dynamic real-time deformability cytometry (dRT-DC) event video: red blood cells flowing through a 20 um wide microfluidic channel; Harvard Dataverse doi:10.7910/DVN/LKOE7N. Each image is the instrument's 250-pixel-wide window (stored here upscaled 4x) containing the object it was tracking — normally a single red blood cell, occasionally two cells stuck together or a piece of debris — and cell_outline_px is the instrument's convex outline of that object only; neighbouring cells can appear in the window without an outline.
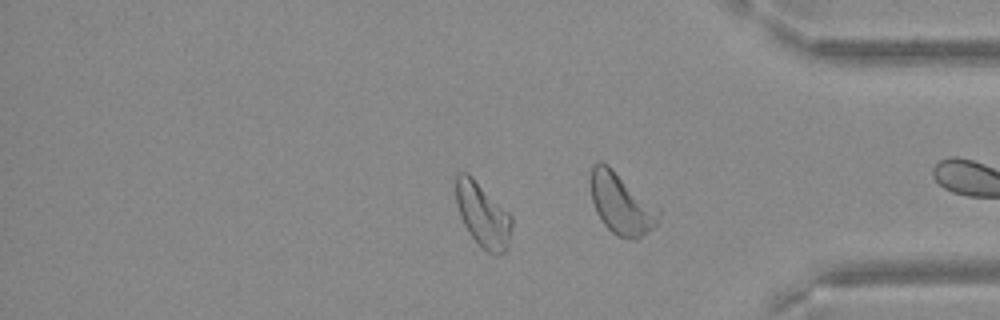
{"species": "Egyptian fruit bat (a non-hibernating species)", "species_latin": "Rousettus aegyptiacus", "temperature_condition": "warm", "stored_images_in_passage": 36, "camera_frame_rate_fps": 3000, "um_per_image_px": 0.085, "frame": {"image": 1, "passage_image": 26, "time_ms": 8.333, "image_size_px": [1000, 320], "cell_outline_px": [[512, 224], [508, 248], [504, 252], [496, 256], [480, 248], [468, 232], [460, 216], [456, 204], [456, 172], [468, 172], [512, 216]], "centroid_in_image_um": [41.03, 18.29], "position_along_channel_um": 394.2, "area_um2": 21.1}}